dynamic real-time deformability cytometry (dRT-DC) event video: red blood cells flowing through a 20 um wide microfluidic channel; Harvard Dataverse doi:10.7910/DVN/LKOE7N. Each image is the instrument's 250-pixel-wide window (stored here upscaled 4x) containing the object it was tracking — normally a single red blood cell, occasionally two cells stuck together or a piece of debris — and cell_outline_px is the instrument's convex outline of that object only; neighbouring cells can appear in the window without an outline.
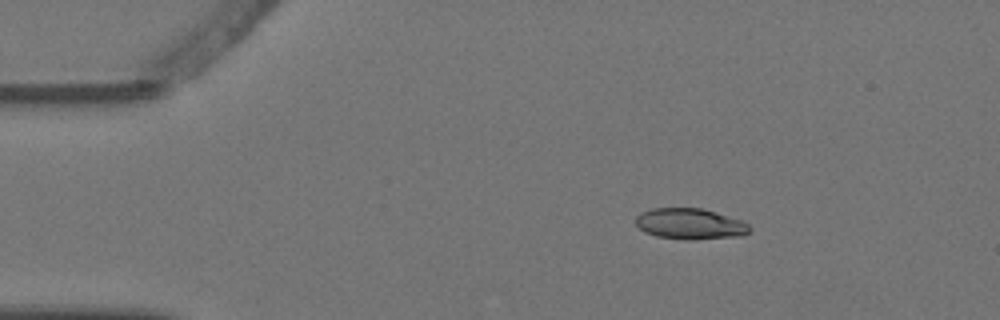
{"species": "Egyptian fruit bat (a non-hibernating species)", "species_latin": "Rousettus aegyptiacus", "temperature_condition": "warm", "stored_images_in_passage": 4, "camera_frame_rate_fps": 3000, "um_per_image_px": 0.085, "animal": {"sex": "female"}, "frame": {"image": 1, "passage_image": 1, "time_ms": 0.0, "image_size_px": [1000, 320], "cell_outline_px": [[752, 228], [744, 236], [688, 240], [684, 240], [656, 236], [644, 232], [636, 224], [636, 216], [640, 212], [652, 208], [700, 208], [716, 212], [740, 220], [748, 224]], "centroid_in_image_um": [58.65, 19.03], "position_along_channel_um": 26.4, "area_um2": 20.63}}